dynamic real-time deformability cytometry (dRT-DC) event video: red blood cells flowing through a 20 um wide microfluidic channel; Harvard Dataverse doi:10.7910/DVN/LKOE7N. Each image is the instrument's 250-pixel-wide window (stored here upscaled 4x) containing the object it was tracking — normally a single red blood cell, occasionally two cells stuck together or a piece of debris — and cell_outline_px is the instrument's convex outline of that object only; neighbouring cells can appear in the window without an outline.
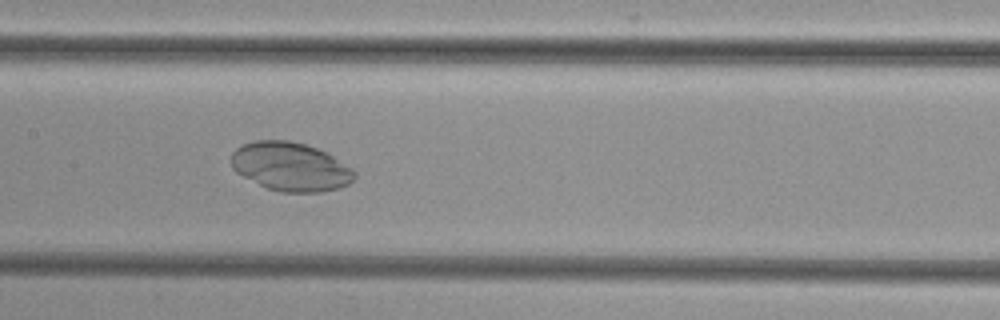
{"species": "common noctule bat (a hibernating species)", "species_latin": "Nyctalus noctula", "temperature_condition": "cold", "stored_images_in_passage": 36, "camera_frame_rate_fps": 3000, "um_per_image_px": 0.085, "animal": {"sex": "female", "body_mass_g": 29.2, "forearm_length_mm": 56.3}, "frame": {"image": 1, "passage_image": 17, "time_ms": 5.333, "image_size_px": [1000, 320], "cell_outline_px": [[356, 176], [348, 184], [340, 188], [324, 192], [280, 192], [268, 188], [236, 172], [232, 168], [232, 152], [236, 148], [244, 144], [256, 140], [288, 140], [304, 144], [316, 148], [332, 156], [352, 168], [356, 172]], "centroid_in_image_um": [24.71, 14.17], "position_along_channel_um": 182.7, "area_um2": 34.74}}
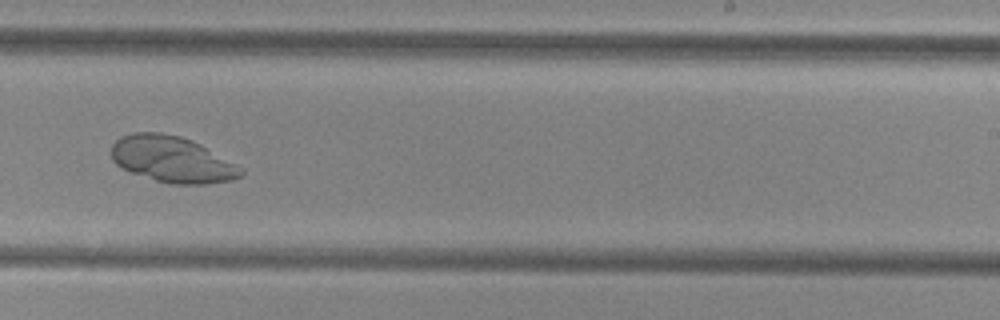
{"frame": {"image": 2, "passage_image": 24, "time_ms": 7.667, "image_size_px": [1000, 320], "cell_outline_px": [[244, 172], [240, 176], [232, 180], [204, 184], [168, 184], [132, 172], [116, 164], [112, 160], [112, 144], [120, 136], [132, 132], [160, 132], [180, 136], [192, 140], [200, 144], [244, 168]], "centroid_in_image_um": [14.64, 13.54], "position_along_channel_um": 274.4, "area_um2": 34.85}}
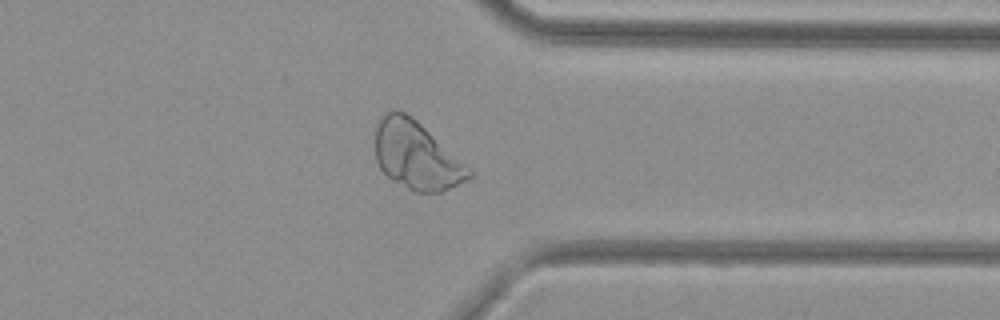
{"frame": {"image": 3, "passage_image": 32, "time_ms": 10.333, "image_size_px": [1000, 320], "cell_outline_px": [[472, 176], [468, 180], [440, 192], [416, 192], [392, 180], [380, 168], [376, 160], [376, 128], [380, 116], [384, 112], [392, 108], [396, 108], [412, 116], [472, 172]], "centroid_in_image_um": [35.34, 13.19], "position_along_channel_um": 376.1, "area_um2": 36.47}}